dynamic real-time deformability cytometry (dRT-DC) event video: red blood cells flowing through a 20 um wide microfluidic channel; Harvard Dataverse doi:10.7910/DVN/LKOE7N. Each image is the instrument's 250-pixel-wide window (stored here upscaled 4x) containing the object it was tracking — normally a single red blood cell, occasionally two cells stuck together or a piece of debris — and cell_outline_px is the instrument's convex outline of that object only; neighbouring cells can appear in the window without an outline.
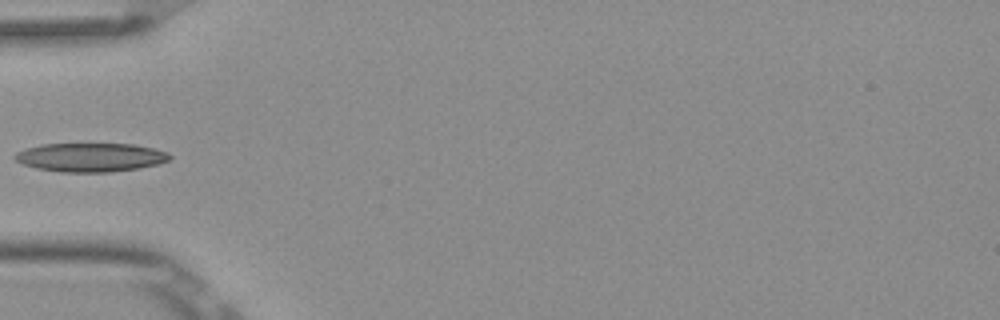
{"species": "Egyptian fruit bat (a non-hibernating species)", "species_latin": "Rousettus aegyptiacus", "temperature_condition": "room temperature", "stored_images_in_passage": 5, "camera_frame_rate_fps": 3000, "um_per_image_px": 0.085, "frame": {"image": 1, "passage_image": 5, "time_ms": 1.333, "image_size_px": [1000, 320], "cell_outline_px": [[172, 160], [160, 164], [140, 168], [108, 172], [60, 172], [36, 168], [24, 164], [16, 160], [16, 152], [40, 144], [136, 144], [168, 152], [172, 156]], "centroid_in_image_um": [7.77, 13.37], "position_along_channel_um": 77.2, "area_um2": 26.01}}